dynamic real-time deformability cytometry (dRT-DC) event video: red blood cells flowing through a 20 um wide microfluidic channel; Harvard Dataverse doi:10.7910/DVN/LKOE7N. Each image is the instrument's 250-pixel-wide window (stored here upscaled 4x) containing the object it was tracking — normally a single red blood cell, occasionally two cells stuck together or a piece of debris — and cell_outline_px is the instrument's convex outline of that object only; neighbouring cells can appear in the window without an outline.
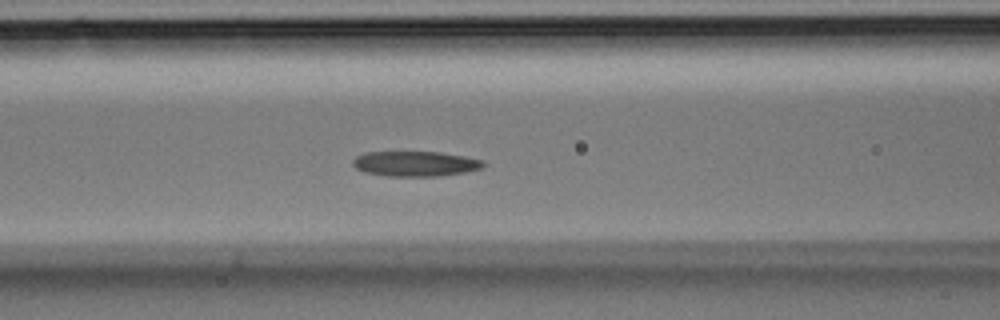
{"species": "Egyptian fruit bat (a non-hibernating species)", "species_latin": "Rousettus aegyptiacus", "temperature_condition": "room temperature", "stored_images_in_passage": 29, "camera_frame_rate_fps": 3000, "um_per_image_px": 0.085, "animal": {"sex": "male"}, "frame": {"image": 1, "passage_image": 11, "time_ms": 3.333, "image_size_px": [1000, 320], "cell_outline_px": [[484, 164], [480, 168], [464, 172], [436, 176], [388, 176], [364, 172], [356, 168], [352, 164], [352, 160], [356, 156], [364, 152], [440, 152], [464, 156], [484, 160]], "centroid_in_image_um": [35.26, 13.91], "position_along_channel_um": 131.3, "area_um2": 19.02}}
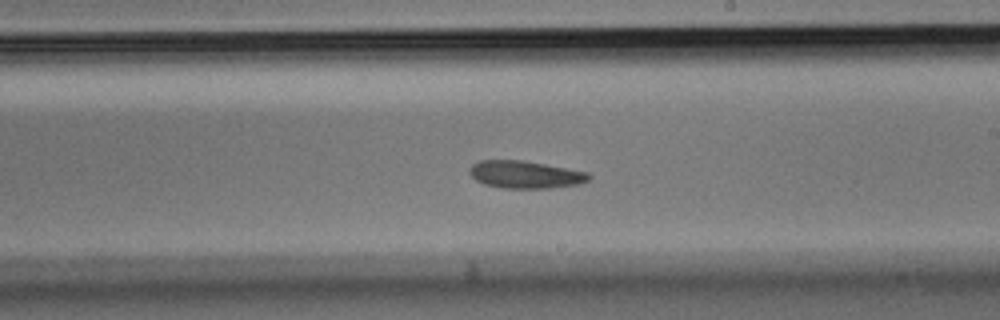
{"frame": {"image": 2, "passage_image": 17, "time_ms": 5.333, "image_size_px": [1000, 320], "cell_outline_px": [[592, 176], [588, 180], [580, 184], [552, 188], [504, 188], [484, 184], [476, 180], [468, 172], [472, 164], [480, 160], [524, 160], [588, 172]], "centroid_in_image_um": [44.66, 14.83], "position_along_channel_um": 244.3, "area_um2": 19.19}}
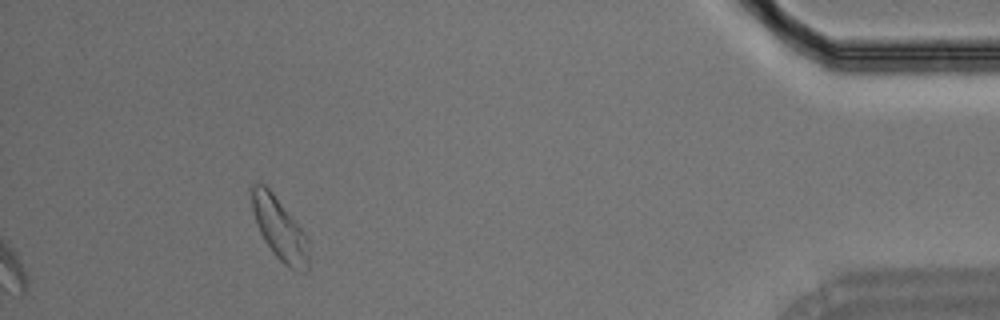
{"frame": {"image": 3, "passage_image": 29, "time_ms": 9.333, "image_size_px": [1000, 320], "cell_outline_px": [[308, 268], [304, 272], [288, 268], [276, 256], [264, 240], [256, 224], [252, 212], [248, 188], [252, 184], [264, 184], [272, 192], [304, 232], [308, 240]], "centroid_in_image_um": [23.72, 19.42], "position_along_channel_um": 411.5, "area_um2": 20.69}}